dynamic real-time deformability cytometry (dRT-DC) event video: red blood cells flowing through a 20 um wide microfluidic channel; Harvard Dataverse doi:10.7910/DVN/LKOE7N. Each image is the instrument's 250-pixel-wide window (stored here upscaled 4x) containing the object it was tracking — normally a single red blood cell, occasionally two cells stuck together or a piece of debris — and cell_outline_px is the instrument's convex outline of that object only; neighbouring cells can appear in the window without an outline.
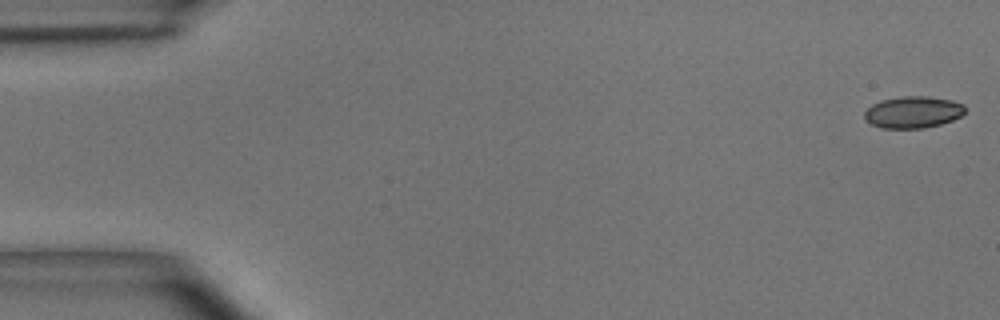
{"species": "common noctule bat (a hibernating species)", "species_latin": "Nyctalus noctula", "temperature_condition": "room temperature", "stored_images_in_passage": 55, "camera_frame_rate_fps": 3000, "um_per_image_px": 0.085, "animal": {"sex": "male", "body_mass_g": 15.6}, "frame": {"image": 1, "passage_image": 1, "time_ms": 0.0, "image_size_px": [1000, 320], "cell_outline_px": [[964, 112], [960, 116], [952, 120], [940, 124], [924, 128], [880, 128], [864, 120], [864, 112], [872, 104], [880, 100], [900, 96], [928, 96], [952, 100], [964, 104]], "centroid_in_image_um": [77.58, 9.52], "position_along_channel_um": 7.4, "area_um2": 18.73}}
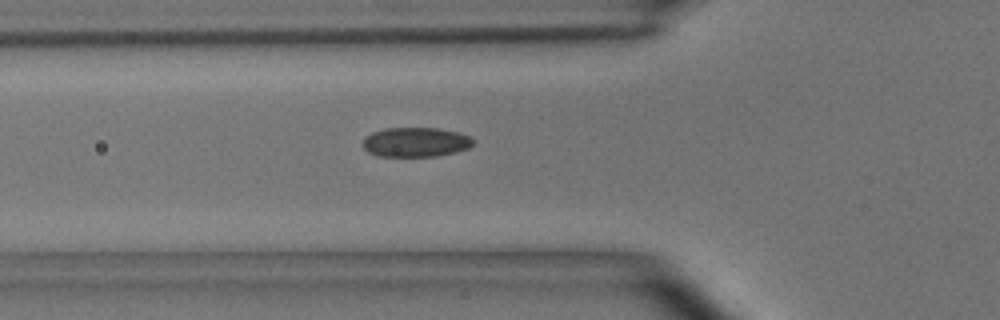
{"frame": {"image": 2, "passage_image": 19, "time_ms": 6.0, "image_size_px": [1000, 320], "cell_outline_px": [[476, 140], [468, 148], [456, 152], [436, 156], [376, 156], [368, 152], [364, 148], [364, 136], [372, 132], [384, 128], [436, 128], [456, 132], [472, 136]], "centroid_in_image_um": [35.34, 12.08], "position_along_channel_um": 90.5, "area_um2": 19.07}}
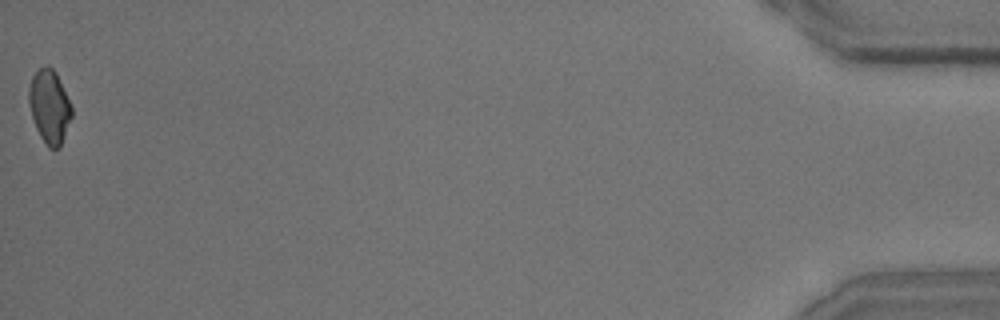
{"frame": {"image": 3, "passage_image": 55, "time_ms": 18.0, "image_size_px": [1000, 320], "cell_outline_px": [[72, 116], [60, 148], [48, 148], [40, 136], [36, 128], [28, 104], [28, 88], [32, 76], [44, 64], [52, 68], [56, 72], [72, 108]], "centroid_in_image_um": [4.19, 9.06], "position_along_channel_um": 431.0, "area_um2": 18.32}, "authors_computed_cell_mechanics": {"area_um2": 19.0162, "velocity_mm_per_s": 3.6176, "shape_relaxation_time_tau1_ms": 5.561, "shape_relaxation_time_tau2_ms": 2.4006, "deformation_change_tau1": 0.1209, "deformation_change_tau2": 0.0603}}